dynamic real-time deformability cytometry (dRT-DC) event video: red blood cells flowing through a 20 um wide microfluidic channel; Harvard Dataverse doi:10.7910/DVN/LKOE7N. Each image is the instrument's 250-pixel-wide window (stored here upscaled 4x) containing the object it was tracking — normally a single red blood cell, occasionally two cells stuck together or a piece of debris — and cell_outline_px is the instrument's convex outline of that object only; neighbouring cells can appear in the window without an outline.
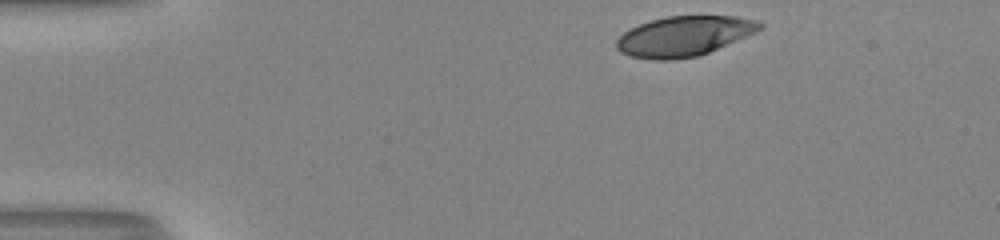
{"species": "human", "species_latin": "Homo sapiens", "temperature_condition": "room temperature", "stored_images_in_passage": 36, "camera_frame_rate_fps": 3000, "um_per_image_px": 0.085, "donor": {"sex": "male"}, "frame": {"image": 1, "passage_image": 1, "time_ms": 0.0, "image_size_px": [1000, 240], "cell_outline_px": [[764, 28], [756, 32], [700, 56], [672, 60], [652, 60], [628, 56], [620, 52], [616, 48], [616, 40], [624, 32], [640, 24], [664, 16], [736, 16], [756, 20], [764, 24]], "centroid_in_image_um": [58.14, 3.08], "position_along_channel_um": 26.9, "area_um2": 33.58}}
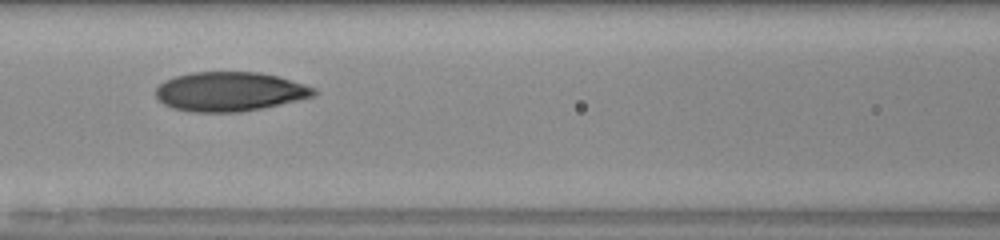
{"frame": {"image": 2, "passage_image": 16, "time_ms": 5.0, "image_size_px": [1000, 240], "cell_outline_px": [[316, 96], [280, 104], [240, 112], [192, 112], [172, 108], [164, 104], [156, 96], [156, 88], [164, 80], [176, 76], [192, 72], [256, 72], [276, 76], [304, 84], [316, 88]], "centroid_in_image_um": [19.51, 7.79], "position_along_channel_um": 147.1, "area_um2": 36.07}}
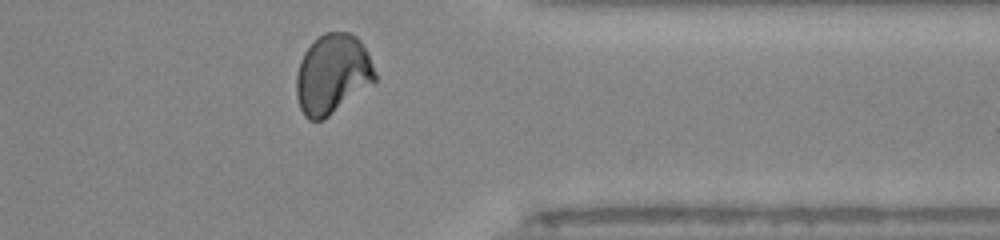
{"frame": {"image": 3, "passage_image": 34, "time_ms": 11.0, "image_size_px": [1000, 240], "cell_outline_px": [[376, 80], [324, 120], [308, 120], [304, 116], [300, 108], [296, 96], [296, 76], [300, 60], [304, 52], [312, 40], [324, 32], [348, 32], [356, 36], [360, 40], [376, 72]], "centroid_in_image_um": [28.22, 6.29], "position_along_channel_um": 383.2, "area_um2": 36.59}, "authors_computed_cell_mechanics": {"area_um2": 35.8649, "velocity_mm_per_s": 4.0849, "shape_relaxation_time_tau1_ms": 8.0638, "shape_relaxation_time_tau2_ms": 1.5084, "deformation_change_tau1": 0.1969, "deformation_change_tau2": 0.055}}